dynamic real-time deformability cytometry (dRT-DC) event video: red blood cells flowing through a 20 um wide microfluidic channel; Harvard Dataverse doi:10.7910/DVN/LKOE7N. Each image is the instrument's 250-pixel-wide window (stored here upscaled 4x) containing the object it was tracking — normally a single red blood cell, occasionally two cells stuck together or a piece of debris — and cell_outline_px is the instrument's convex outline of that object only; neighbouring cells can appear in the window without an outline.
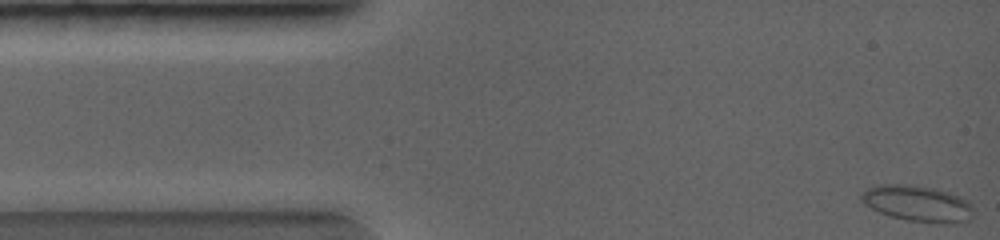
{"species": "common noctule bat (a hibernating species)", "species_latin": "Nyctalus noctula", "temperature_condition": "warm", "stored_images_in_passage": 43, "camera_frame_rate_fps": 5000, "um_per_image_px": 0.085, "animal": {"sex": "female", "body_mass_g": 19.0, "forearm_length_mm": 56.7}, "frame": {"image": 1, "passage_image": 1, "time_ms": 0.0, "image_size_px": [1000, 240], "cell_outline_px": [[972, 216], [968, 220], [948, 224], [908, 220], [892, 216], [880, 212], [872, 208], [860, 200], [860, 192], [864, 188], [876, 184], [916, 184], [936, 188], [960, 196], [968, 200], [972, 208]], "centroid_in_image_um": [77.96, 17.26], "position_along_channel_um": 7.0, "area_um2": 23.81}}
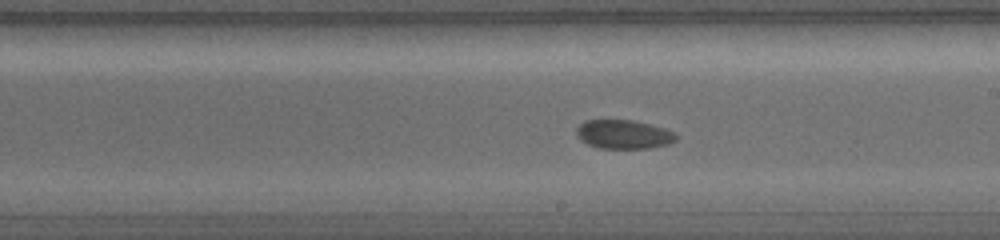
{"frame": {"image": 2, "passage_image": 25, "time_ms": 4.8, "image_size_px": [1000, 240], "cell_outline_px": [[676, 140], [668, 144], [652, 148], [600, 148], [588, 144], [580, 140], [576, 136], [576, 128], [584, 120], [632, 120], [652, 124], [676, 132]], "centroid_in_image_um": [53.01, 11.41], "position_along_channel_um": 236.0, "area_um2": 16.94}}
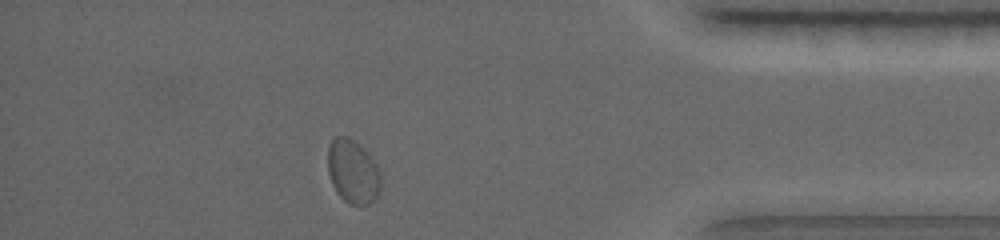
{"frame": {"image": 3, "passage_image": 40, "time_ms": 7.8, "image_size_px": [1000, 240], "cell_outline_px": [[380, 188], [376, 196], [368, 204], [360, 208], [348, 204], [336, 192], [332, 184], [328, 172], [328, 144], [336, 136], [348, 136], [360, 144], [364, 148], [376, 164], [380, 176]], "centroid_in_image_um": [29.97, 14.59], "position_along_channel_um": 405.2, "area_um2": 19.94}}